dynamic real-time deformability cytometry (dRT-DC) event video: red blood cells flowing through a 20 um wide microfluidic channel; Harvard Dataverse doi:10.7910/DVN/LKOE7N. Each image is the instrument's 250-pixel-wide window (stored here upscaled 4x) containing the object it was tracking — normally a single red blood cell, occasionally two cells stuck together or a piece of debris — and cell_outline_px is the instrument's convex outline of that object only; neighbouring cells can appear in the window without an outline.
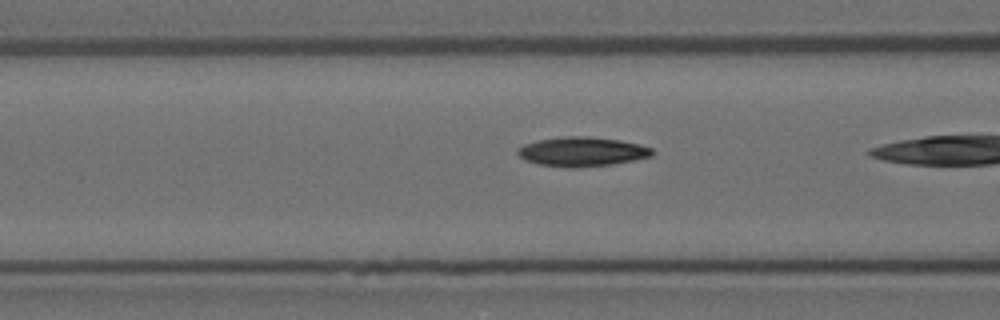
{"species": "Egyptian fruit bat (a non-hibernating species)", "species_latin": "Rousettus aegyptiacus", "temperature_condition": "room temperature", "stored_images_in_passage": 17, "camera_frame_rate_fps": 3000, "um_per_image_px": 0.085, "animal": {"sex": "female"}, "frame": {"image": 1, "passage_image": 16, "time_ms": 5.0, "image_size_px": [1000, 320], "cell_outline_px": [[652, 156], [612, 164], [576, 168], [568, 168], [540, 164], [524, 160], [516, 152], [524, 144], [536, 140], [564, 136], [588, 136], [620, 140], [640, 144], [652, 148]], "centroid_in_image_um": [49.46, 12.89], "position_along_channel_um": 117.1, "area_um2": 23.0}}